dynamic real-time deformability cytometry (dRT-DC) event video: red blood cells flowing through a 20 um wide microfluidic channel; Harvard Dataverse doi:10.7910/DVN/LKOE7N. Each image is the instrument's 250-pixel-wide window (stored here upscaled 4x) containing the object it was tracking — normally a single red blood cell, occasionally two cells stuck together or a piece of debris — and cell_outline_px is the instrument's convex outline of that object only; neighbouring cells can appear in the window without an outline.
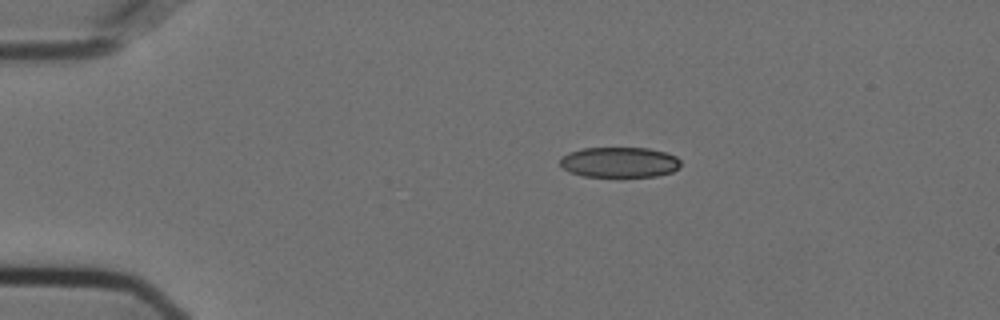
{"species": "Egyptian fruit bat (a non-hibernating species)", "species_latin": "Rousettus aegyptiacus", "temperature_condition": "cold", "stored_images_in_passage": 38, "camera_frame_rate_fps": 3000, "um_per_image_px": 0.085, "animal": {"sex": "female"}, "frame": {"image": 1, "passage_image": 1, "time_ms": 0.0, "image_size_px": [1000, 320], "cell_outline_px": [[680, 168], [672, 172], [656, 176], [620, 180], [584, 176], [568, 172], [560, 164], [560, 156], [584, 148], [648, 148], [664, 152], [676, 156], [680, 160]], "centroid_in_image_um": [52.66, 13.85], "position_along_channel_um": 32.3, "area_um2": 22.31}}
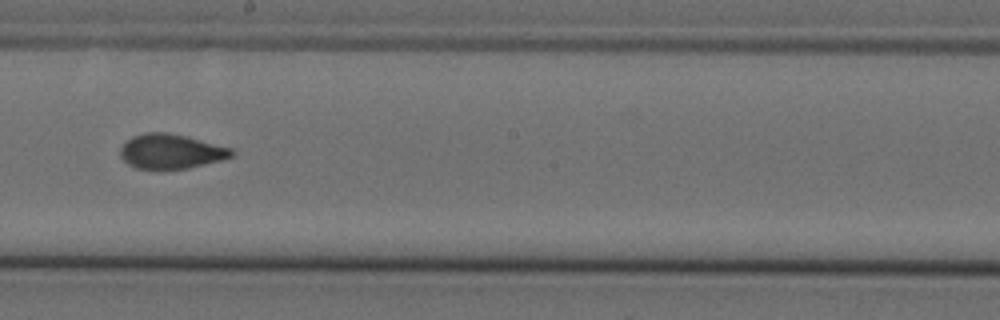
{"frame": {"image": 2, "passage_image": 22, "time_ms": 7.0, "image_size_px": [1000, 320], "cell_outline_px": [[236, 152], [232, 156], [220, 160], [188, 168], [164, 172], [136, 168], [128, 164], [120, 156], [120, 148], [132, 136], [144, 132], [168, 132], [188, 136], [232, 148]], "centroid_in_image_um": [14.52, 12.89], "position_along_channel_um": 233.7, "area_um2": 23.12}}
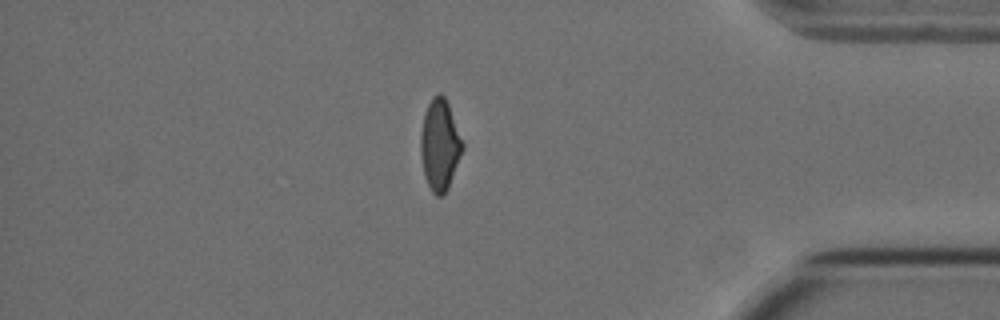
{"frame": {"image": 3, "passage_image": 38, "time_ms": 12.333, "image_size_px": [1000, 320], "cell_outline_px": [[464, 148], [448, 188], [440, 196], [436, 196], [432, 192], [424, 176], [420, 152], [420, 132], [424, 112], [432, 96], [436, 92], [440, 92], [444, 96], [448, 104], [464, 144]], "centroid_in_image_um": [37.37, 12.28], "position_along_channel_um": 397.8, "area_um2": 22.31}, "authors_computed_cell_mechanics": {"area_um2": 22.6865, "velocity_mm_per_s": 3.619, "shape_relaxation_time_tau1_ms": null, "shape_relaxation_time_tau2_ms": 1.256, "deformation_change_tau1": null, "deformation_change_tau2": 0.0597}}